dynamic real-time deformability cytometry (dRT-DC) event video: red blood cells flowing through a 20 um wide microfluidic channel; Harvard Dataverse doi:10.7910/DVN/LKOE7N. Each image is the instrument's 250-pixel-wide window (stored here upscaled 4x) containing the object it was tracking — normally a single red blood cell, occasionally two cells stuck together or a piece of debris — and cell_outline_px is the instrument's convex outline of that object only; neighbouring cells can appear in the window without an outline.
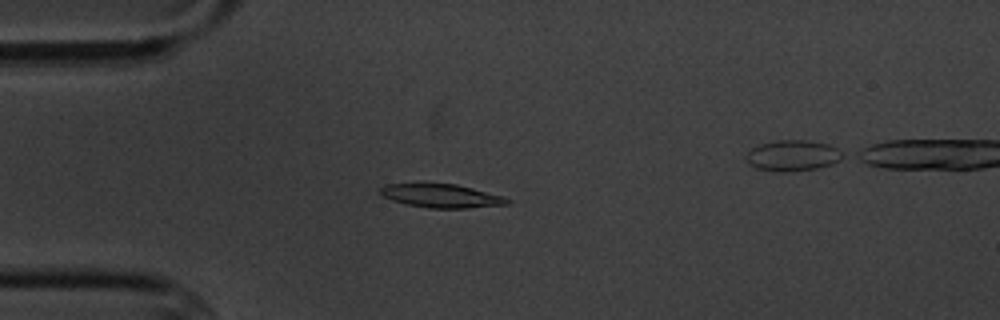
{"species": "common noctule bat (a hibernating species)", "species_latin": "Nyctalus noctula", "temperature_condition": "cold", "stored_images_in_passage": 57, "segment_of_instrument_passage": [1, 2], "camera_frame_rate_fps": 3000, "um_per_image_px": 0.085, "animal": {"sex": "male", "body_mass_g": 20.1, "forearm_length_mm": 53.5}, "frame": {"image": 1, "passage_image": 14, "time_ms": 4.333, "image_size_px": [1000, 320], "cell_outline_px": [[512, 200], [508, 204], [464, 208], [428, 208], [404, 204], [392, 200], [384, 196], [380, 192], [380, 188], [384, 184], [456, 184], [504, 196]], "centroid_in_image_um": [37.52, 16.65], "position_along_channel_um": 47.5, "area_um2": 17.28}}
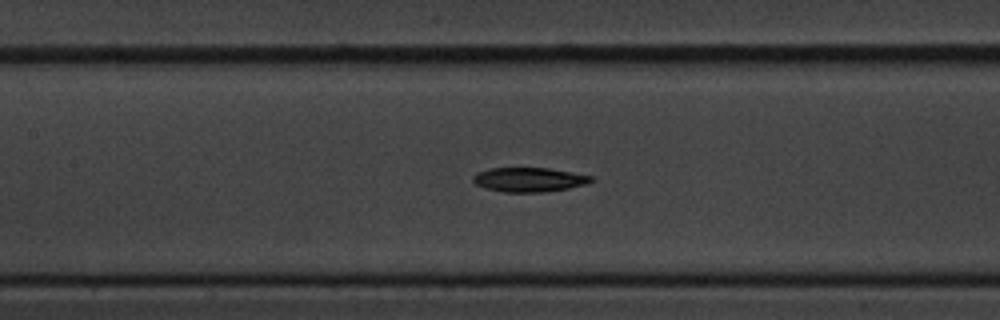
{"frame": {"image": 2, "passage_image": 25, "time_ms": 8.0, "image_size_px": [1000, 320], "cell_outline_px": [[596, 180], [584, 184], [568, 188], [540, 192], [504, 192], [484, 188], [476, 184], [472, 180], [472, 176], [476, 172], [488, 168], [548, 168], [592, 176]], "centroid_in_image_um": [44.92, 15.26], "position_along_channel_um": 162.5, "area_um2": 16.7}}
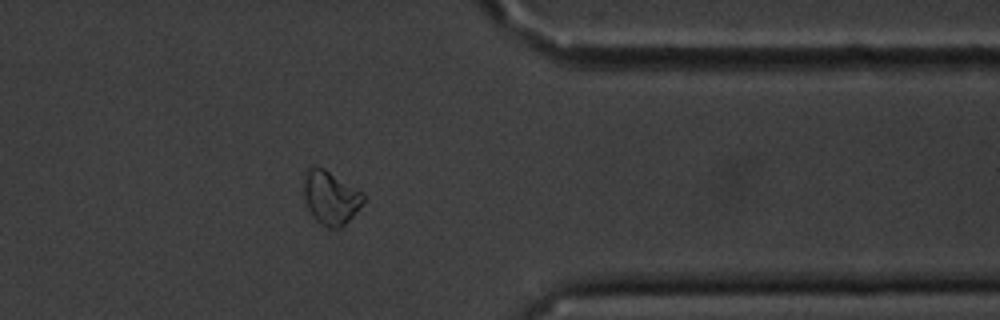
{"frame": {"image": 3, "passage_image": 45, "time_ms": 14.667, "image_size_px": [1000, 320], "cell_outline_px": [[364, 200], [352, 216], [340, 228], [328, 228], [320, 224], [312, 216], [308, 208], [304, 196], [304, 172], [308, 168], [324, 168], [364, 192]], "centroid_in_image_um": [28.09, 16.8], "position_along_channel_um": 383.3, "area_um2": 18.44}}